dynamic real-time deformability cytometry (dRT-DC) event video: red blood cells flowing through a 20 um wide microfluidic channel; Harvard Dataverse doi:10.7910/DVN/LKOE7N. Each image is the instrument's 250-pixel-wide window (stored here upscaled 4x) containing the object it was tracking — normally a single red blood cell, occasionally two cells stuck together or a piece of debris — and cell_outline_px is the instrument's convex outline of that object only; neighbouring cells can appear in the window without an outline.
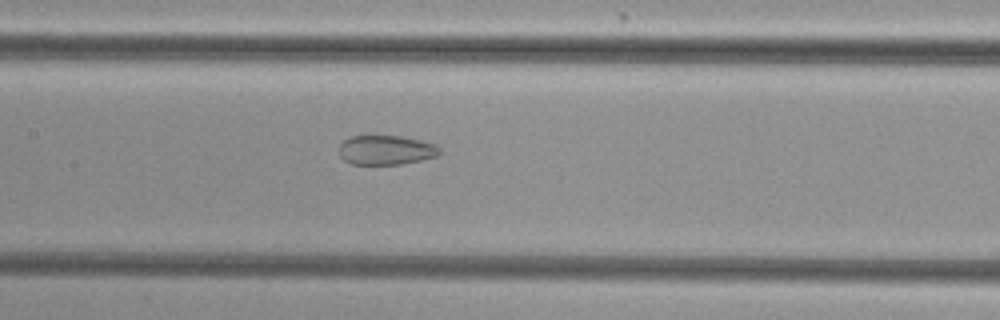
{"species": "common noctule bat (a hibernating species)", "species_latin": "Nyctalus noctula", "temperature_condition": "cold", "stored_images_in_passage": 32, "camera_frame_rate_fps": 3000, "um_per_image_px": 0.085, "animal": {"sex": "female", "body_mass_g": 29.2, "forearm_length_mm": 56.3}, "frame": {"image": 1, "passage_image": 15, "time_ms": 4.667, "image_size_px": [1000, 320], "cell_outline_px": [[440, 152], [436, 156], [420, 160], [400, 164], [352, 164], [344, 160], [340, 156], [340, 144], [344, 140], [352, 136], [400, 136], [420, 140], [436, 144], [440, 148]], "centroid_in_image_um": [32.81, 12.75], "position_along_channel_um": 174.6, "area_um2": 17.11}}
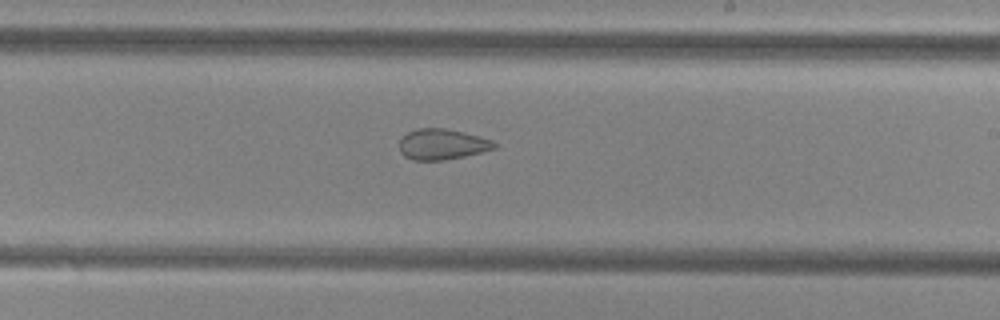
{"frame": {"image": 2, "passage_image": 21, "time_ms": 6.667, "image_size_px": [1000, 320], "cell_outline_px": [[496, 148], [464, 156], [444, 160], [412, 160], [404, 156], [400, 152], [400, 140], [408, 132], [416, 128], [444, 128], [492, 140], [496, 144]], "centroid_in_image_um": [37.54, 12.27], "position_along_channel_um": 251.5, "area_um2": 16.7}}
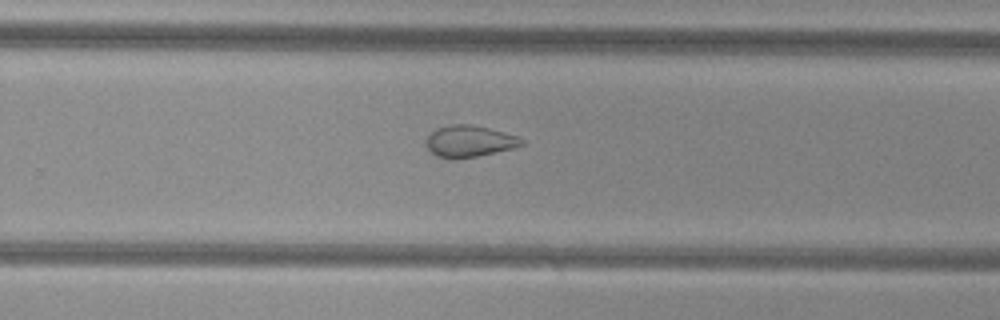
{"frame": {"image": 3, "passage_image": 24, "time_ms": 7.667, "image_size_px": [1000, 320], "cell_outline_px": [[524, 144], [512, 148], [476, 156], [456, 160], [452, 160], [436, 156], [424, 144], [424, 140], [436, 128], [452, 124], [472, 124], [488, 128], [516, 136], [524, 140]], "centroid_in_image_um": [39.83, 12.01], "position_along_channel_um": 290.0, "area_um2": 17.57}, "authors_computed_cell_mechanics": {"area_um2": 18.3226, "velocity_mm_per_s": 3.8577, "shape_relaxation_time_tau1_ms": null, "shape_relaxation_time_tau2_ms": 1.7017, "deformation_change_tau1": null, "deformation_change_tau2": 0.0748}}